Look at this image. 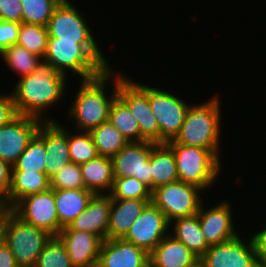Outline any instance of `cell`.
<instances>
[{"mask_svg": "<svg viewBox=\"0 0 266 267\" xmlns=\"http://www.w3.org/2000/svg\"><path fill=\"white\" fill-rule=\"evenodd\" d=\"M69 76L42 65L30 75L18 79L11 94L18 115L31 116L46 121H57L47 111L63 100ZM59 102V103H58ZM56 104V105H55ZM48 116V118H47Z\"/></svg>", "mask_w": 266, "mask_h": 267, "instance_id": "6da1fadb", "label": "cell"}, {"mask_svg": "<svg viewBox=\"0 0 266 267\" xmlns=\"http://www.w3.org/2000/svg\"><path fill=\"white\" fill-rule=\"evenodd\" d=\"M113 68L105 69L95 78L80 79L79 88L73 94L72 104L67 111L70 122L73 121L72 123L75 124L72 127L75 129L74 132H90L108 121L111 103L118 93V72ZM108 82H112V90L108 88L109 85L111 86Z\"/></svg>", "mask_w": 266, "mask_h": 267, "instance_id": "7a4b0ae2", "label": "cell"}, {"mask_svg": "<svg viewBox=\"0 0 266 267\" xmlns=\"http://www.w3.org/2000/svg\"><path fill=\"white\" fill-rule=\"evenodd\" d=\"M103 53L98 43L58 41V38L48 36L47 50L42 62L66 76L73 72V75L80 76L78 79L86 80L95 78L105 69L111 68Z\"/></svg>", "mask_w": 266, "mask_h": 267, "instance_id": "3957f363", "label": "cell"}, {"mask_svg": "<svg viewBox=\"0 0 266 267\" xmlns=\"http://www.w3.org/2000/svg\"><path fill=\"white\" fill-rule=\"evenodd\" d=\"M218 95L216 93L207 101L191 104L179 134L167 143L210 149L221 158L222 103Z\"/></svg>", "mask_w": 266, "mask_h": 267, "instance_id": "277c9868", "label": "cell"}, {"mask_svg": "<svg viewBox=\"0 0 266 267\" xmlns=\"http://www.w3.org/2000/svg\"><path fill=\"white\" fill-rule=\"evenodd\" d=\"M52 237L48 231L24 222L11 209L3 207L2 240L13 253L18 267H35Z\"/></svg>", "mask_w": 266, "mask_h": 267, "instance_id": "5b68a950", "label": "cell"}, {"mask_svg": "<svg viewBox=\"0 0 266 267\" xmlns=\"http://www.w3.org/2000/svg\"><path fill=\"white\" fill-rule=\"evenodd\" d=\"M165 144L173 151L179 181L195 185L204 192L218 183L223 170L222 159L212 150L179 143Z\"/></svg>", "mask_w": 266, "mask_h": 267, "instance_id": "8992f818", "label": "cell"}, {"mask_svg": "<svg viewBox=\"0 0 266 267\" xmlns=\"http://www.w3.org/2000/svg\"><path fill=\"white\" fill-rule=\"evenodd\" d=\"M174 93L148 84L149 104L159 126V144L175 139L191 105Z\"/></svg>", "mask_w": 266, "mask_h": 267, "instance_id": "52a82bcc", "label": "cell"}, {"mask_svg": "<svg viewBox=\"0 0 266 267\" xmlns=\"http://www.w3.org/2000/svg\"><path fill=\"white\" fill-rule=\"evenodd\" d=\"M204 191L199 187L181 181L168 183L152 190L151 202L157 206L171 222L180 217L198 213Z\"/></svg>", "mask_w": 266, "mask_h": 267, "instance_id": "ba28073f", "label": "cell"}, {"mask_svg": "<svg viewBox=\"0 0 266 267\" xmlns=\"http://www.w3.org/2000/svg\"><path fill=\"white\" fill-rule=\"evenodd\" d=\"M118 73L117 96L128 106L139 123L141 142L150 141L159 144V126L152 113L148 99V84L134 81L127 74Z\"/></svg>", "mask_w": 266, "mask_h": 267, "instance_id": "9c48e42d", "label": "cell"}, {"mask_svg": "<svg viewBox=\"0 0 266 267\" xmlns=\"http://www.w3.org/2000/svg\"><path fill=\"white\" fill-rule=\"evenodd\" d=\"M70 0H62L48 21V36L58 41H76V43H97L84 13ZM84 14V15H83ZM90 28V29H89Z\"/></svg>", "mask_w": 266, "mask_h": 267, "instance_id": "30bf717a", "label": "cell"}, {"mask_svg": "<svg viewBox=\"0 0 266 267\" xmlns=\"http://www.w3.org/2000/svg\"><path fill=\"white\" fill-rule=\"evenodd\" d=\"M11 210L24 222L44 229L53 236L62 230L52 188L22 198Z\"/></svg>", "mask_w": 266, "mask_h": 267, "instance_id": "8fae6325", "label": "cell"}, {"mask_svg": "<svg viewBox=\"0 0 266 267\" xmlns=\"http://www.w3.org/2000/svg\"><path fill=\"white\" fill-rule=\"evenodd\" d=\"M169 227L170 222L165 214L150 202L123 239L150 254L169 234Z\"/></svg>", "mask_w": 266, "mask_h": 267, "instance_id": "7c38bea8", "label": "cell"}, {"mask_svg": "<svg viewBox=\"0 0 266 267\" xmlns=\"http://www.w3.org/2000/svg\"><path fill=\"white\" fill-rule=\"evenodd\" d=\"M204 205L202 202L197 214L202 233L209 246L230 241L240 235L234 225L236 223L232 210L235 209H232V203L229 200L219 201L210 208Z\"/></svg>", "mask_w": 266, "mask_h": 267, "instance_id": "4fadbf2b", "label": "cell"}, {"mask_svg": "<svg viewBox=\"0 0 266 267\" xmlns=\"http://www.w3.org/2000/svg\"><path fill=\"white\" fill-rule=\"evenodd\" d=\"M243 236L211 245L200 258L202 267H258L251 238Z\"/></svg>", "mask_w": 266, "mask_h": 267, "instance_id": "5bb4252c", "label": "cell"}, {"mask_svg": "<svg viewBox=\"0 0 266 267\" xmlns=\"http://www.w3.org/2000/svg\"><path fill=\"white\" fill-rule=\"evenodd\" d=\"M156 143L129 142L113 158V176L133 177L151 189L150 155Z\"/></svg>", "mask_w": 266, "mask_h": 267, "instance_id": "9a60e30c", "label": "cell"}, {"mask_svg": "<svg viewBox=\"0 0 266 267\" xmlns=\"http://www.w3.org/2000/svg\"><path fill=\"white\" fill-rule=\"evenodd\" d=\"M42 122L35 117L18 115L8 124L1 126L0 158L12 167L37 134Z\"/></svg>", "mask_w": 266, "mask_h": 267, "instance_id": "2e32d148", "label": "cell"}, {"mask_svg": "<svg viewBox=\"0 0 266 267\" xmlns=\"http://www.w3.org/2000/svg\"><path fill=\"white\" fill-rule=\"evenodd\" d=\"M57 237L74 267H97L103 243L99 236L86 231L61 230Z\"/></svg>", "mask_w": 266, "mask_h": 267, "instance_id": "e0dca14e", "label": "cell"}, {"mask_svg": "<svg viewBox=\"0 0 266 267\" xmlns=\"http://www.w3.org/2000/svg\"><path fill=\"white\" fill-rule=\"evenodd\" d=\"M97 267H150L149 254L124 239H106Z\"/></svg>", "mask_w": 266, "mask_h": 267, "instance_id": "ac0fdd59", "label": "cell"}, {"mask_svg": "<svg viewBox=\"0 0 266 267\" xmlns=\"http://www.w3.org/2000/svg\"><path fill=\"white\" fill-rule=\"evenodd\" d=\"M45 174L50 178L71 162L68 127L58 121L44 122Z\"/></svg>", "mask_w": 266, "mask_h": 267, "instance_id": "d6986e66", "label": "cell"}, {"mask_svg": "<svg viewBox=\"0 0 266 267\" xmlns=\"http://www.w3.org/2000/svg\"><path fill=\"white\" fill-rule=\"evenodd\" d=\"M111 209L109 194H95L87 208L81 212L68 227L62 230L86 231L107 239L108 221Z\"/></svg>", "mask_w": 266, "mask_h": 267, "instance_id": "ffe728a7", "label": "cell"}, {"mask_svg": "<svg viewBox=\"0 0 266 267\" xmlns=\"http://www.w3.org/2000/svg\"><path fill=\"white\" fill-rule=\"evenodd\" d=\"M151 200L111 199L107 239H123Z\"/></svg>", "mask_w": 266, "mask_h": 267, "instance_id": "44dd1931", "label": "cell"}, {"mask_svg": "<svg viewBox=\"0 0 266 267\" xmlns=\"http://www.w3.org/2000/svg\"><path fill=\"white\" fill-rule=\"evenodd\" d=\"M150 267H192L200 258L168 234L149 254Z\"/></svg>", "mask_w": 266, "mask_h": 267, "instance_id": "7402d4cb", "label": "cell"}, {"mask_svg": "<svg viewBox=\"0 0 266 267\" xmlns=\"http://www.w3.org/2000/svg\"><path fill=\"white\" fill-rule=\"evenodd\" d=\"M94 195V192L85 188L54 190V199L60 227H68L87 208Z\"/></svg>", "mask_w": 266, "mask_h": 267, "instance_id": "603a6c76", "label": "cell"}, {"mask_svg": "<svg viewBox=\"0 0 266 267\" xmlns=\"http://www.w3.org/2000/svg\"><path fill=\"white\" fill-rule=\"evenodd\" d=\"M85 189L95 194H108L113 185V163L109 157L98 156L96 159L80 164Z\"/></svg>", "mask_w": 266, "mask_h": 267, "instance_id": "cb8c5ba5", "label": "cell"}, {"mask_svg": "<svg viewBox=\"0 0 266 267\" xmlns=\"http://www.w3.org/2000/svg\"><path fill=\"white\" fill-rule=\"evenodd\" d=\"M169 228V234L186 245L199 258L210 247L202 233L198 214L174 219L170 222Z\"/></svg>", "mask_w": 266, "mask_h": 267, "instance_id": "d4e9b609", "label": "cell"}, {"mask_svg": "<svg viewBox=\"0 0 266 267\" xmlns=\"http://www.w3.org/2000/svg\"><path fill=\"white\" fill-rule=\"evenodd\" d=\"M151 190L177 182L178 173L173 151L166 144H157L150 155Z\"/></svg>", "mask_w": 266, "mask_h": 267, "instance_id": "484cf974", "label": "cell"}, {"mask_svg": "<svg viewBox=\"0 0 266 267\" xmlns=\"http://www.w3.org/2000/svg\"><path fill=\"white\" fill-rule=\"evenodd\" d=\"M49 188L50 179L45 173L11 171L9 209H12L22 198Z\"/></svg>", "mask_w": 266, "mask_h": 267, "instance_id": "4316f807", "label": "cell"}, {"mask_svg": "<svg viewBox=\"0 0 266 267\" xmlns=\"http://www.w3.org/2000/svg\"><path fill=\"white\" fill-rule=\"evenodd\" d=\"M44 122L38 128L37 134L29 142L27 148L12 165L11 171H27L45 173Z\"/></svg>", "mask_w": 266, "mask_h": 267, "instance_id": "83f0119b", "label": "cell"}, {"mask_svg": "<svg viewBox=\"0 0 266 267\" xmlns=\"http://www.w3.org/2000/svg\"><path fill=\"white\" fill-rule=\"evenodd\" d=\"M108 121L129 142H141V131L138 121L128 106L116 96L109 109Z\"/></svg>", "mask_w": 266, "mask_h": 267, "instance_id": "f1b7e54d", "label": "cell"}, {"mask_svg": "<svg viewBox=\"0 0 266 267\" xmlns=\"http://www.w3.org/2000/svg\"><path fill=\"white\" fill-rule=\"evenodd\" d=\"M1 59L10 71H15L17 78L30 75L43 65L42 58L17 44L7 47L1 54Z\"/></svg>", "mask_w": 266, "mask_h": 267, "instance_id": "f546056e", "label": "cell"}, {"mask_svg": "<svg viewBox=\"0 0 266 267\" xmlns=\"http://www.w3.org/2000/svg\"><path fill=\"white\" fill-rule=\"evenodd\" d=\"M99 156L113 158L127 143L109 121L90 131Z\"/></svg>", "mask_w": 266, "mask_h": 267, "instance_id": "4dcf8cb0", "label": "cell"}, {"mask_svg": "<svg viewBox=\"0 0 266 267\" xmlns=\"http://www.w3.org/2000/svg\"><path fill=\"white\" fill-rule=\"evenodd\" d=\"M68 129V150L71 162L82 164L96 159L99 155L90 132Z\"/></svg>", "mask_w": 266, "mask_h": 267, "instance_id": "1f68e13d", "label": "cell"}, {"mask_svg": "<svg viewBox=\"0 0 266 267\" xmlns=\"http://www.w3.org/2000/svg\"><path fill=\"white\" fill-rule=\"evenodd\" d=\"M48 31L46 26L20 23L17 45L43 59L47 50Z\"/></svg>", "mask_w": 266, "mask_h": 267, "instance_id": "d6a6232c", "label": "cell"}, {"mask_svg": "<svg viewBox=\"0 0 266 267\" xmlns=\"http://www.w3.org/2000/svg\"><path fill=\"white\" fill-rule=\"evenodd\" d=\"M62 0H21V23L47 26L55 8Z\"/></svg>", "mask_w": 266, "mask_h": 267, "instance_id": "836d02e7", "label": "cell"}, {"mask_svg": "<svg viewBox=\"0 0 266 267\" xmlns=\"http://www.w3.org/2000/svg\"><path fill=\"white\" fill-rule=\"evenodd\" d=\"M108 194L111 199H152V190L133 177L114 176L113 185Z\"/></svg>", "mask_w": 266, "mask_h": 267, "instance_id": "e575fe53", "label": "cell"}, {"mask_svg": "<svg viewBox=\"0 0 266 267\" xmlns=\"http://www.w3.org/2000/svg\"><path fill=\"white\" fill-rule=\"evenodd\" d=\"M35 267H74L66 248L57 236H53L38 257Z\"/></svg>", "mask_w": 266, "mask_h": 267, "instance_id": "d590c367", "label": "cell"}, {"mask_svg": "<svg viewBox=\"0 0 266 267\" xmlns=\"http://www.w3.org/2000/svg\"><path fill=\"white\" fill-rule=\"evenodd\" d=\"M50 179V188L59 189H83L85 188L79 164L70 162Z\"/></svg>", "mask_w": 266, "mask_h": 267, "instance_id": "8d00e7d4", "label": "cell"}, {"mask_svg": "<svg viewBox=\"0 0 266 267\" xmlns=\"http://www.w3.org/2000/svg\"><path fill=\"white\" fill-rule=\"evenodd\" d=\"M20 23L0 20V54L11 45L17 44Z\"/></svg>", "mask_w": 266, "mask_h": 267, "instance_id": "74e56055", "label": "cell"}, {"mask_svg": "<svg viewBox=\"0 0 266 267\" xmlns=\"http://www.w3.org/2000/svg\"><path fill=\"white\" fill-rule=\"evenodd\" d=\"M21 0H0V20L21 23Z\"/></svg>", "mask_w": 266, "mask_h": 267, "instance_id": "f35d334b", "label": "cell"}, {"mask_svg": "<svg viewBox=\"0 0 266 267\" xmlns=\"http://www.w3.org/2000/svg\"><path fill=\"white\" fill-rule=\"evenodd\" d=\"M12 167L0 158V207L9 209V190Z\"/></svg>", "mask_w": 266, "mask_h": 267, "instance_id": "ab89813d", "label": "cell"}, {"mask_svg": "<svg viewBox=\"0 0 266 267\" xmlns=\"http://www.w3.org/2000/svg\"><path fill=\"white\" fill-rule=\"evenodd\" d=\"M257 230L254 234L248 235L252 240L256 252L258 267H266V224Z\"/></svg>", "mask_w": 266, "mask_h": 267, "instance_id": "60d3db41", "label": "cell"}, {"mask_svg": "<svg viewBox=\"0 0 266 267\" xmlns=\"http://www.w3.org/2000/svg\"><path fill=\"white\" fill-rule=\"evenodd\" d=\"M17 116L11 92L0 93V127L8 124Z\"/></svg>", "mask_w": 266, "mask_h": 267, "instance_id": "b9f144b4", "label": "cell"}, {"mask_svg": "<svg viewBox=\"0 0 266 267\" xmlns=\"http://www.w3.org/2000/svg\"><path fill=\"white\" fill-rule=\"evenodd\" d=\"M0 267H18L13 253L3 240L0 242Z\"/></svg>", "mask_w": 266, "mask_h": 267, "instance_id": "7bdbcfd3", "label": "cell"}, {"mask_svg": "<svg viewBox=\"0 0 266 267\" xmlns=\"http://www.w3.org/2000/svg\"><path fill=\"white\" fill-rule=\"evenodd\" d=\"M2 229H3V207H0V242L2 240Z\"/></svg>", "mask_w": 266, "mask_h": 267, "instance_id": "ee69618b", "label": "cell"}, {"mask_svg": "<svg viewBox=\"0 0 266 267\" xmlns=\"http://www.w3.org/2000/svg\"><path fill=\"white\" fill-rule=\"evenodd\" d=\"M192 267H202L201 262H199L196 266H192Z\"/></svg>", "mask_w": 266, "mask_h": 267, "instance_id": "f6af8a7d", "label": "cell"}]
</instances>
